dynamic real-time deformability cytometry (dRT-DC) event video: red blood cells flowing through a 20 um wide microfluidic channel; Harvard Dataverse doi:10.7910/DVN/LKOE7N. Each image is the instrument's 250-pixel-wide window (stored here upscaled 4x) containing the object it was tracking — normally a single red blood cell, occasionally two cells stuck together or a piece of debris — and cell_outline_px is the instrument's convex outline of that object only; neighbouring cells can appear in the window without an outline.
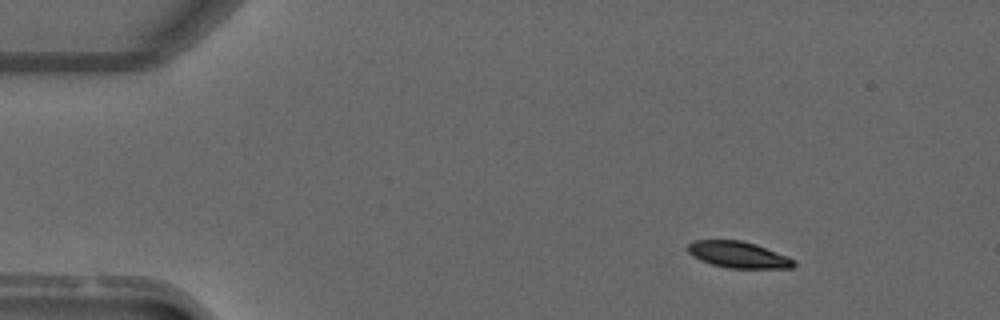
{"species": "common noctule bat (a hibernating species)", "species_latin": "Nyctalus noctula", "temperature_condition": "warm", "stored_images_in_passage": 3, "camera_frame_rate_fps": 3000, "um_per_image_px": 0.085, "animal": {"sex": "male", "forearm_length_mm": 52.5}, "frame": {"image": 1, "passage_image": 1, "time_ms": 0.0, "image_size_px": [1000, 320], "cell_outline_px": [[796, 264], [792, 268], [728, 268], [712, 264], [700, 260], [692, 256], [688, 252], [688, 244], [696, 240], [740, 240], [756, 244], [788, 256], [796, 260]], "centroid_in_image_um": [62.78, 21.65], "position_along_channel_um": 22.2, "area_um2": 16.36}}